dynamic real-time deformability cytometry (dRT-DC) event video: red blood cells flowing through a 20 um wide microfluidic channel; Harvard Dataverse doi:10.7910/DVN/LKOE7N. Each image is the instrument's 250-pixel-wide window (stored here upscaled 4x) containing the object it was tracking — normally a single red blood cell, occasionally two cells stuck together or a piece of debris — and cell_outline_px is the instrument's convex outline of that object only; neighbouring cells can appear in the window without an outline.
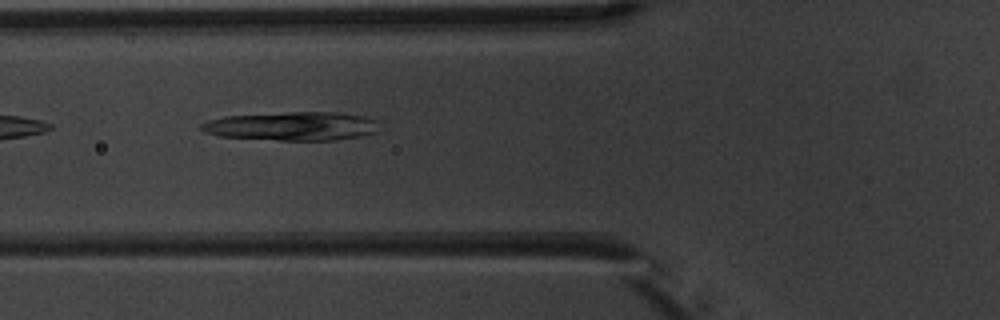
{"species": "common noctule bat (a hibernating species)", "species_latin": "Nyctalus noctula", "temperature_condition": "warm", "stored_images_in_passage": 7, "camera_frame_rate_fps": 3000, "um_per_image_px": 0.085, "animal": {"sex": "male", "body_mass_g": 20.1, "forearm_length_mm": 53.5}, "frame": {"image": 1, "passage_image": 2, "time_ms": 1.333, "image_size_px": [1000, 320], "cell_outline_px": [[376, 132], [360, 136], [336, 140], [276, 140], [220, 136], [204, 132], [200, 128], [200, 124], [224, 116], [288, 112], [336, 112], [364, 116], [376, 120]], "centroid_in_image_um": [24.82, 10.72], "position_along_channel_um": 101.0, "area_um2": 29.54}}
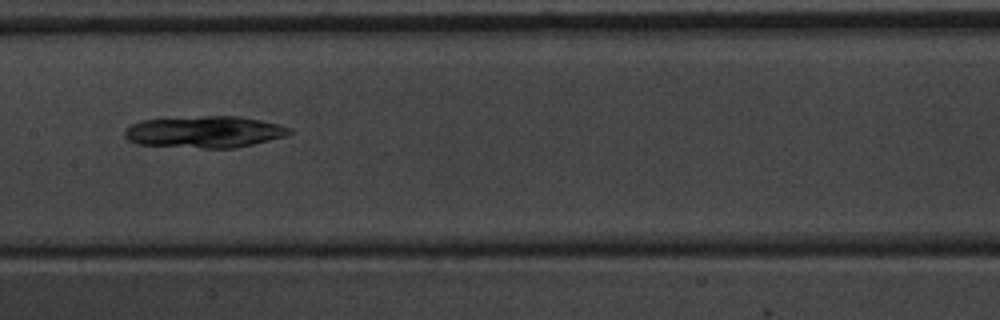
{"frame": {"image": 2, "passage_image": 4, "time_ms": 3.667, "image_size_px": [1000, 320], "cell_outline_px": [[292, 132], [284, 136], [236, 148], [204, 148], [136, 144], [128, 140], [124, 136], [124, 128], [140, 120], [204, 116], [240, 116], [280, 124], [292, 128]], "centroid_in_image_um": [17.37, 11.21], "position_along_channel_um": 190.0, "area_um2": 30.46}}
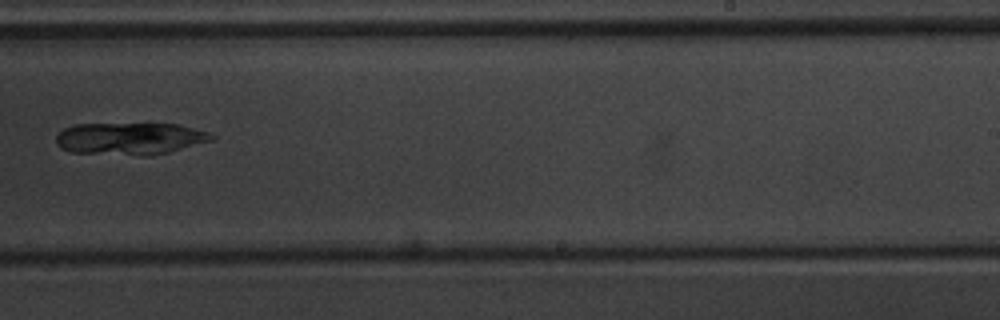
{"frame": {"image": 3, "passage_image": 6, "time_ms": 6.0, "image_size_px": [1000, 320], "cell_outline_px": [[216, 140], [168, 152], [148, 156], [144, 156], [72, 152], [60, 148], [56, 144], [56, 136], [64, 128], [76, 124], [180, 124], [208, 132], [216, 136]], "centroid_in_image_um": [11.08, 11.78], "position_along_channel_um": 277.9, "area_um2": 29.36}}